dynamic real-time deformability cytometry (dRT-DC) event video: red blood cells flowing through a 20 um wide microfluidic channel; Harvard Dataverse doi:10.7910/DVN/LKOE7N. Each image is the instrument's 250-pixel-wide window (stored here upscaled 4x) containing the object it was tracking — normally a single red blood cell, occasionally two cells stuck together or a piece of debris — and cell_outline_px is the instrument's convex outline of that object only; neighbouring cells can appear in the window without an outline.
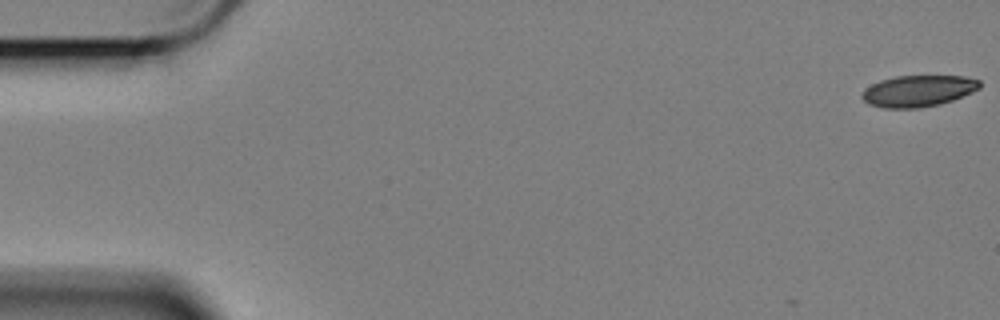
{"species": "Egyptian fruit bat (a non-hibernating species)", "species_latin": "Rousettus aegyptiacus", "temperature_condition": "cold", "stored_images_in_passage": 4, "camera_frame_rate_fps": 3000, "um_per_image_px": 0.085, "animal": {"sex": "female"}, "frame": {"image": 1, "passage_image": 1, "time_ms": 0.0, "image_size_px": [1000, 320], "cell_outline_px": [[980, 88], [972, 92], [952, 100], [940, 104], [920, 108], [884, 108], [868, 104], [860, 96], [872, 84], [896, 76], [964, 76], [980, 80]], "centroid_in_image_um": [78.07, 7.74], "position_along_channel_um": 6.9, "area_um2": 21.33}}